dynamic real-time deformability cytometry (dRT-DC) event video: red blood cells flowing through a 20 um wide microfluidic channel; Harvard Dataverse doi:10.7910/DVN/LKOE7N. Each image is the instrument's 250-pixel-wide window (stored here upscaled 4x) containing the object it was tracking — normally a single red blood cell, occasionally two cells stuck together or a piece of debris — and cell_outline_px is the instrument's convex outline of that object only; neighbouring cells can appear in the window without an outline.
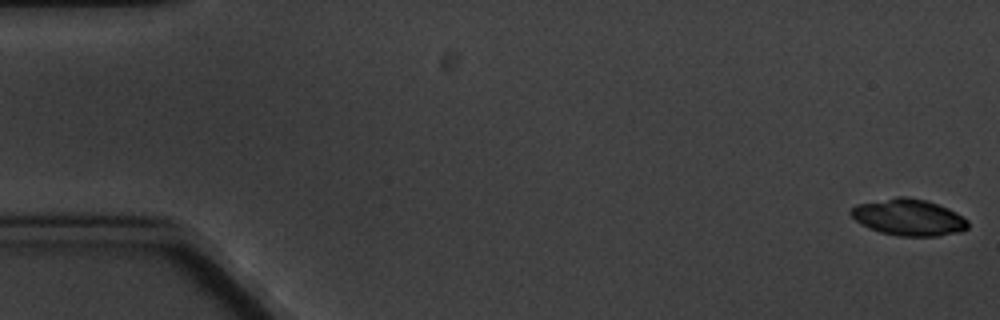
{"species": "common noctule bat (a hibernating species)", "species_latin": "Nyctalus noctula", "temperature_condition": "cold", "stored_images_in_passage": 6, "camera_frame_rate_fps": 3000, "um_per_image_px": 0.085, "animal": {"sex": "male", "body_mass_g": 20.1, "forearm_length_mm": 53.5}, "frame": {"image": 1, "passage_image": 1, "time_ms": 0.0, "image_size_px": [1000, 320], "cell_outline_px": [[968, 228], [960, 232], [936, 236], [900, 236], [880, 232], [868, 228], [860, 224], [848, 212], [856, 204], [896, 196], [908, 196], [928, 200], [948, 208], [956, 212], [968, 220]], "centroid_in_image_um": [77.23, 18.46], "position_along_channel_um": 7.8, "area_um2": 25.2}}
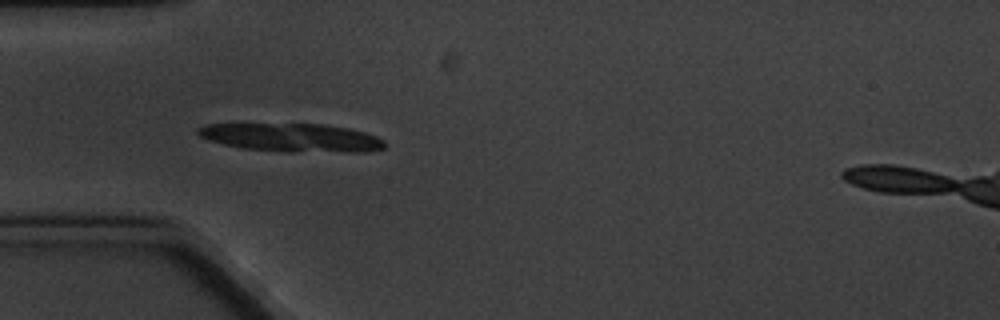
{"frame": {"image": 2, "passage_image": 5, "time_ms": 5.667, "image_size_px": [1000, 320], "cell_outline_px": [[388, 144], [384, 148], [364, 152], [284, 152], [240, 148], [208, 140], [200, 136], [196, 132], [196, 128], [204, 124], [324, 124], [348, 128], [364, 132], [376, 136], [384, 140]], "centroid_in_image_um": [24.81, 11.7], "position_along_channel_um": 60.2, "area_um2": 31.21}}